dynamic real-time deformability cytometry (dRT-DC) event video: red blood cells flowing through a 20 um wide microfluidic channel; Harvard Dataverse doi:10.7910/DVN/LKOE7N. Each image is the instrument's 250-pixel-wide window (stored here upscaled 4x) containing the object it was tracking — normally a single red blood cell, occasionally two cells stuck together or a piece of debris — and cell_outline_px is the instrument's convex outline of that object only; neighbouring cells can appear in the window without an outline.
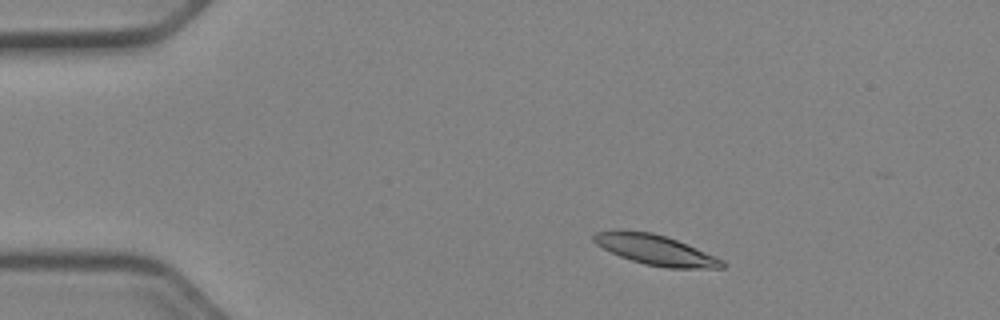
{"species": "Egyptian fruit bat (a non-hibernating species)", "species_latin": "Rousettus aegyptiacus", "temperature_condition": "cold", "stored_images_in_passage": 51, "camera_frame_rate_fps": 3000, "um_per_image_px": 0.085, "animal": {"sex": "female"}, "frame": {"image": 1, "passage_image": 7, "time_ms": 2.0, "image_size_px": [1000, 320], "cell_outline_px": [[728, 264], [724, 268], [668, 268], [644, 264], [620, 256], [596, 244], [592, 240], [592, 236], [596, 232], [616, 228], [652, 232], [676, 240], [716, 256], [724, 260]], "centroid_in_image_um": [55.71, 21.22], "position_along_channel_um": 29.3, "area_um2": 22.77}}
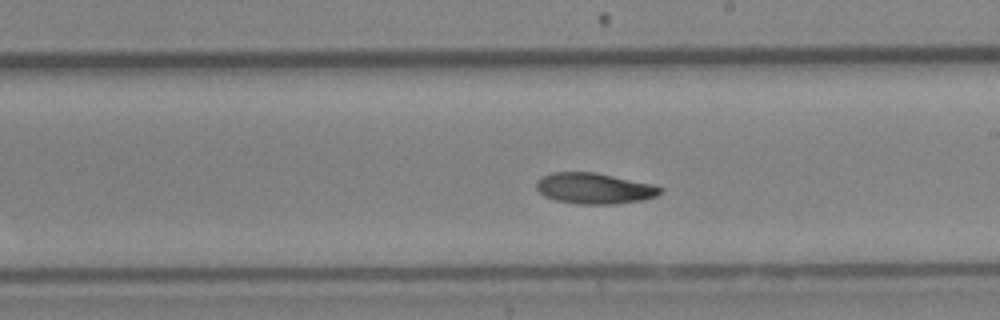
{"frame": {"image": 2, "passage_image": 28, "time_ms": 9.0, "image_size_px": [1000, 320], "cell_outline_px": [[664, 192], [656, 196], [640, 200], [616, 204], [576, 204], [556, 200], [544, 196], [536, 188], [536, 180], [540, 176], [552, 172], [596, 172], [656, 184], [664, 188]], "centroid_in_image_um": [50.54, 16.0], "position_along_channel_um": 238.5, "area_um2": 22.72}}
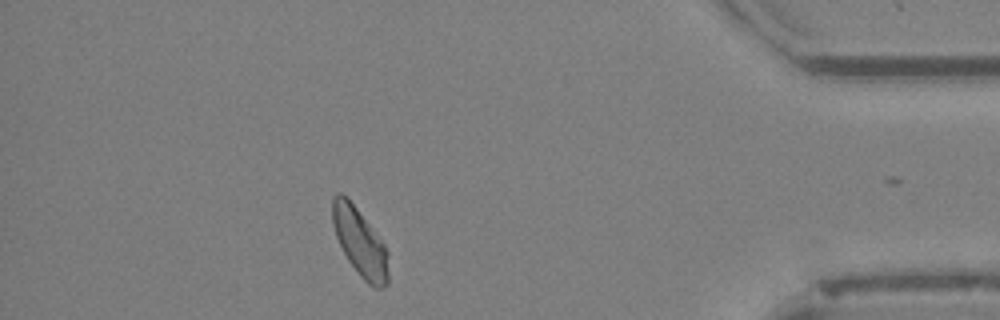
{"frame": {"image": 3, "passage_image": 44, "time_ms": 14.333, "image_size_px": [1000, 320], "cell_outline_px": [[388, 284], [384, 288], [372, 288], [360, 276], [348, 260], [336, 236], [332, 224], [332, 196], [336, 192], [340, 192], [356, 208], [384, 244], [388, 252]], "centroid_in_image_um": [30.59, 20.63], "position_along_channel_um": 404.6, "area_um2": 21.91}, "authors_computed_cell_mechanics": {"area_um2": 22.3686, "velocity_mm_per_s": 3.914, "shape_relaxation_time_tau1_ms": 3.9147, "shape_relaxation_time_tau2_ms": null, "deformation_change_tau1": 0.1109, "deformation_change_tau2": null}}